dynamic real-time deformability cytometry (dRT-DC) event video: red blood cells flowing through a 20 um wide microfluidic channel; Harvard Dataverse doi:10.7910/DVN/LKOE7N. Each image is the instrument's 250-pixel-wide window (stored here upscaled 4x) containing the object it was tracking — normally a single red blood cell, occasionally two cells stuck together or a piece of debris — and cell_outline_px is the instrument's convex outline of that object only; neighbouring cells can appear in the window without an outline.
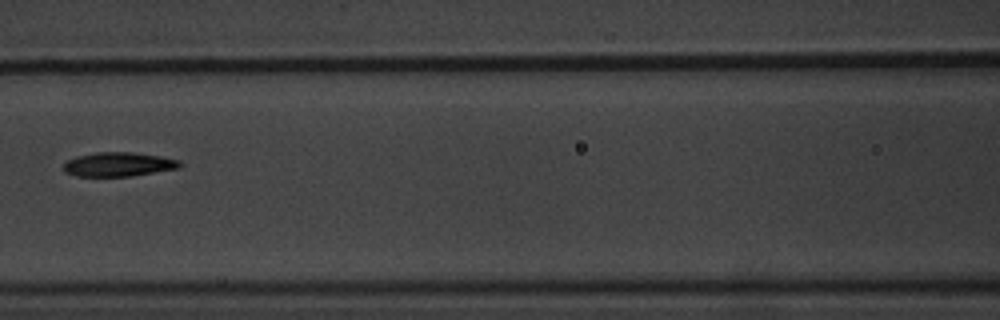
{"species": "common noctule bat (a hibernating species)", "species_latin": "Nyctalus noctula", "temperature_condition": "warm", "stored_images_in_passage": 5, "camera_frame_rate_fps": 3000, "um_per_image_px": 0.085, "animal": {"sex": "male", "body_mass_g": 20.1, "forearm_length_mm": 53.5}, "frame": {"image": 1, "passage_image": 5, "time_ms": 5.0, "image_size_px": [1000, 320], "cell_outline_px": [[184, 164], [180, 168], [128, 176], [76, 176], [64, 172], [64, 164], [68, 160], [76, 156], [96, 152], [132, 152], [160, 156], [180, 160]], "centroid_in_image_um": [10.09, 13.96], "position_along_channel_um": 156.5, "area_um2": 16.36}}